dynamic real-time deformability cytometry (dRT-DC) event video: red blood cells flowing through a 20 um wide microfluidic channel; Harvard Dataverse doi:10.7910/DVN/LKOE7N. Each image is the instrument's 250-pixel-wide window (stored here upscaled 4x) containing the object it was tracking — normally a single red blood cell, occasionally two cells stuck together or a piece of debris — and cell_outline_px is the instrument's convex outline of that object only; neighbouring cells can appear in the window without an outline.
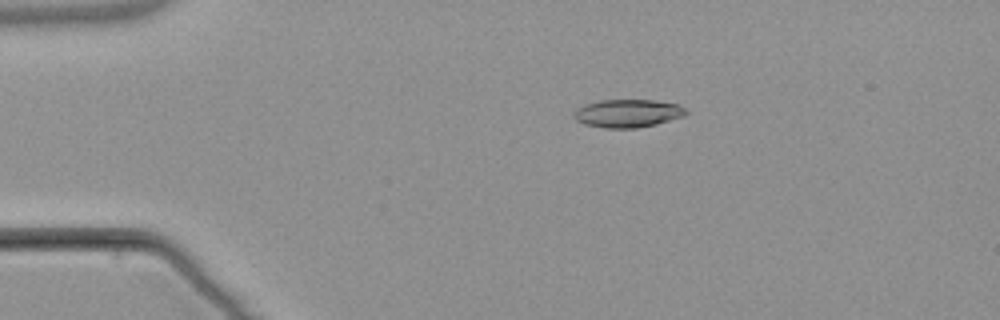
{"species": "common noctule bat (a hibernating species)", "species_latin": "Nyctalus noctula", "temperature_condition": "warm", "stored_images_in_passage": 4, "camera_frame_rate_fps": 3000, "um_per_image_px": 0.085, "animal": {"sex": "male", "body_mass_g": 21.5, "forearm_length_mm": 52.0}, "frame": {"image": 1, "passage_image": 3, "time_ms": 2.333, "image_size_px": [1000, 320], "cell_outline_px": [[688, 112], [684, 116], [656, 124], [636, 128], [604, 128], [584, 124], [576, 120], [572, 116], [572, 112], [576, 108], [584, 104], [600, 100], [652, 100], [680, 104]], "centroid_in_image_um": [53.32, 9.63], "position_along_channel_um": 31.7, "area_um2": 18.5}}